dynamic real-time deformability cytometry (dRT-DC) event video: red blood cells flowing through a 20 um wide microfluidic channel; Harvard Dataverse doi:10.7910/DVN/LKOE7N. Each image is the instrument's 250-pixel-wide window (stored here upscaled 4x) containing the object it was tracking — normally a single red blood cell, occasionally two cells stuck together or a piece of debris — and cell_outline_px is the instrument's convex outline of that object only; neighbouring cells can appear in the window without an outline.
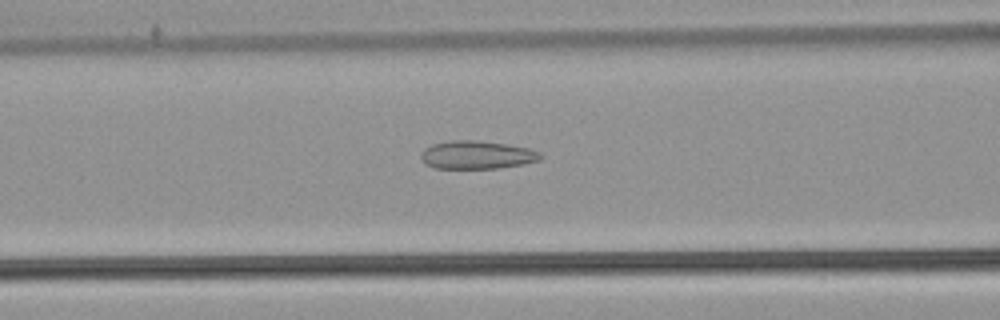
{"species": "common noctule bat (a hibernating species)", "species_latin": "Nyctalus noctula", "temperature_condition": "warm", "stored_images_in_passage": 40, "camera_frame_rate_fps": 3000, "um_per_image_px": 0.085, "animal": {"sex": "male", "body_mass_g": 21.5, "forearm_length_mm": 52.0}, "frame": {"image": 1, "passage_image": 9, "time_ms": 2.667, "image_size_px": [1000, 320], "cell_outline_px": [[540, 160], [524, 164], [500, 168], [432, 168], [424, 164], [420, 156], [424, 148], [432, 144], [452, 140], [476, 140], [508, 144], [528, 148], [540, 152]], "centroid_in_image_um": [40.51, 13.17], "position_along_channel_um": 126.1, "area_um2": 19.71}}
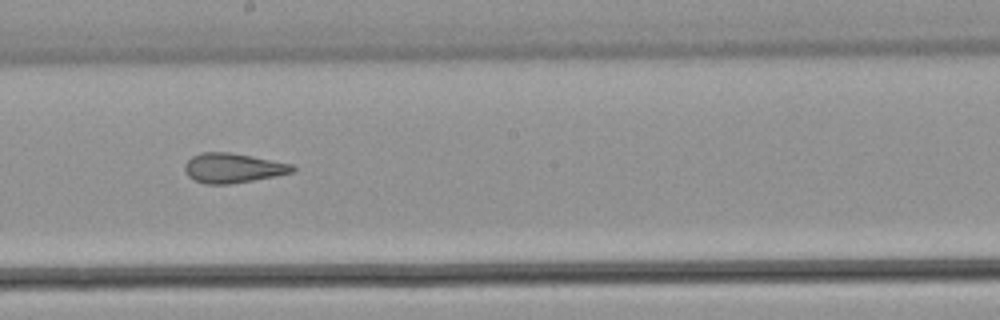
{"frame": {"image": 2, "passage_image": 17, "time_ms": 5.333, "image_size_px": [1000, 320], "cell_outline_px": [[296, 172], [276, 176], [228, 184], [204, 184], [188, 176], [184, 168], [184, 164], [192, 156], [200, 152], [232, 152], [292, 164], [296, 168]], "centroid_in_image_um": [19.81, 14.27], "position_along_channel_um": 228.4, "area_um2": 18.67}}
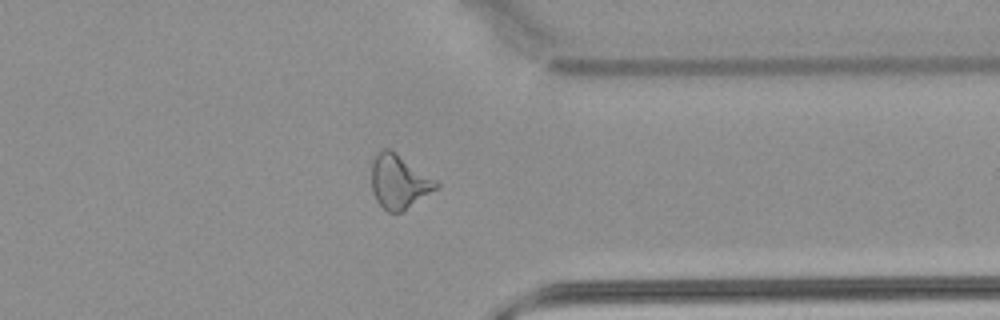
{"frame": {"image": 3, "passage_image": 29, "time_ms": 9.333, "image_size_px": [1000, 320], "cell_outline_px": [[440, 184], [436, 188], [400, 212], [388, 212], [376, 200], [372, 192], [372, 160], [384, 148], [388, 148], [396, 152], [436, 180]], "centroid_in_image_um": [33.89, 15.42], "position_along_channel_um": 377.5, "area_um2": 19.77}, "authors_computed_cell_mechanics": {"area_um2": 19.652, "velocity_mm_per_s": 3.8444, "shape_relaxation_time_tau1_ms": null, "shape_relaxation_time_tau2_ms": 1.896, "deformation_change_tau1": null, "deformation_change_tau2": 0.1155}}